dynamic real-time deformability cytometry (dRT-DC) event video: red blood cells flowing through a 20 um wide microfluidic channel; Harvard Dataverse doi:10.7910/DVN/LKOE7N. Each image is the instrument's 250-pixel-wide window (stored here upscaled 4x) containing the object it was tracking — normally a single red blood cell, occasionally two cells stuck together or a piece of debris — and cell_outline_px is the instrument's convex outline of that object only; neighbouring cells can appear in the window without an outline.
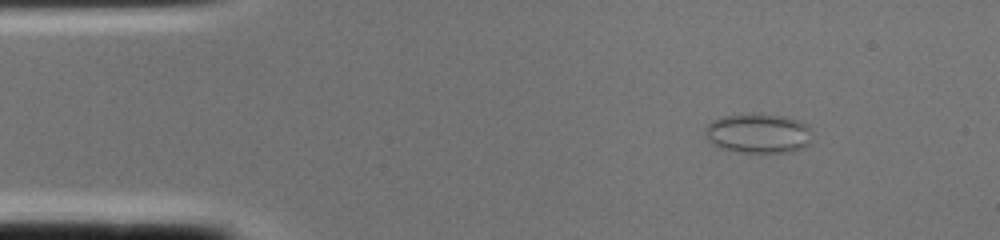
{"species": "common noctule bat (a hibernating species)", "species_latin": "Nyctalus noctula", "temperature_condition": "cold", "stored_images_in_passage": 2, "segment_of_instrument_passage": [2, 2], "camera_frame_rate_fps": 3000, "um_per_image_px": 0.085, "animal": {"sex": "female", "body_mass_g": 22.0, "forearm_length_mm": 56.7}, "frame": {"image": 1, "passage_image": 2, "time_ms": 0.333, "image_size_px": [1000, 240], "cell_outline_px": [[812, 132], [808, 144], [804, 148], [788, 152], [740, 152], [724, 148], [712, 144], [704, 136], [704, 128], [712, 120], [724, 116], [784, 116], [808, 124]], "centroid_in_image_um": [64.46, 11.37], "position_along_channel_um": 20.5, "area_um2": 24.16}}